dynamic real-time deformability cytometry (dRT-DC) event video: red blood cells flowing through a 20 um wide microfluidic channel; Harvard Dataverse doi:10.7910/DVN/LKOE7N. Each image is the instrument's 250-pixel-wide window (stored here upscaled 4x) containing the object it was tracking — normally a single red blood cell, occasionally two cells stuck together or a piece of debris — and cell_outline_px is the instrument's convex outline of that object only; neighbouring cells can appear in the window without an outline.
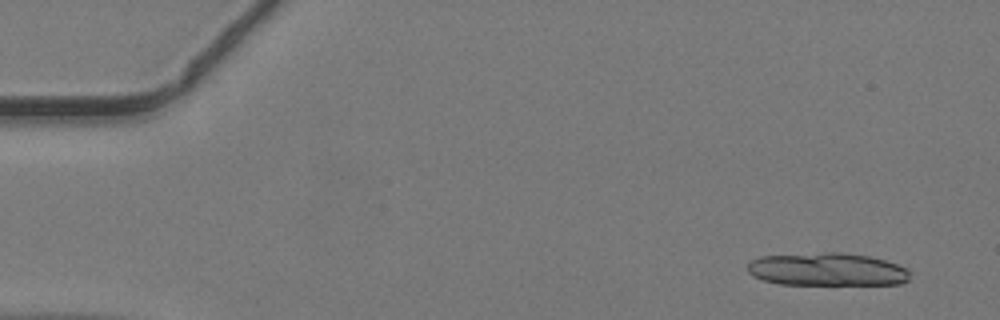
{"species": "common noctule bat (a hibernating species)", "species_latin": "Nyctalus noctula", "temperature_condition": "warm", "stored_images_in_passage": 18, "camera_frame_rate_fps": 3000, "um_per_image_px": 0.085, "animal": {"sex": "male", "body_mass_g": 19.2, "forearm_length_mm": 51.8}, "frame": {"image": 1, "passage_image": 3, "time_ms": 0.667, "image_size_px": [1000, 320], "cell_outline_px": [[908, 280], [900, 284], [780, 284], [764, 280], [752, 276], [748, 272], [748, 260], [760, 256], [824, 252], [844, 252], [872, 256], [908, 268]], "centroid_in_image_um": [70.28, 22.88], "position_along_channel_um": 14.7, "area_um2": 31.39}}
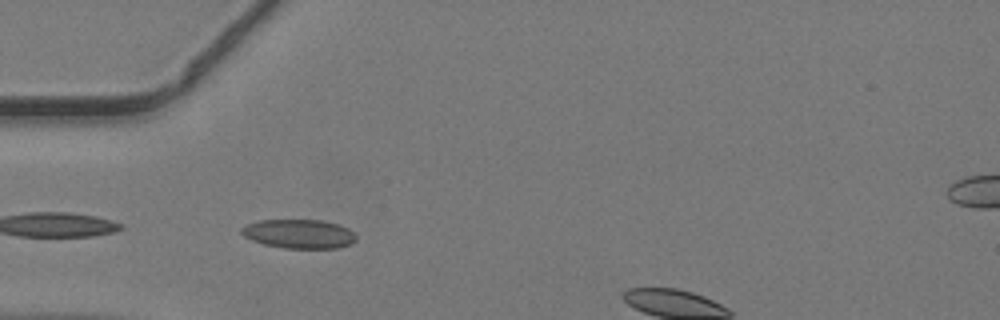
{"frame": {"image": 2, "passage_image": 15, "time_ms": 4.667, "image_size_px": [1000, 320], "cell_outline_px": [[356, 240], [348, 244], [336, 248], [284, 248], [264, 244], [252, 240], [244, 236], [240, 232], [240, 228], [248, 224], [260, 220], [320, 220], [340, 224], [348, 228], [356, 236]], "centroid_in_image_um": [25.4, 19.87], "position_along_channel_um": 59.6, "area_um2": 19.31}}